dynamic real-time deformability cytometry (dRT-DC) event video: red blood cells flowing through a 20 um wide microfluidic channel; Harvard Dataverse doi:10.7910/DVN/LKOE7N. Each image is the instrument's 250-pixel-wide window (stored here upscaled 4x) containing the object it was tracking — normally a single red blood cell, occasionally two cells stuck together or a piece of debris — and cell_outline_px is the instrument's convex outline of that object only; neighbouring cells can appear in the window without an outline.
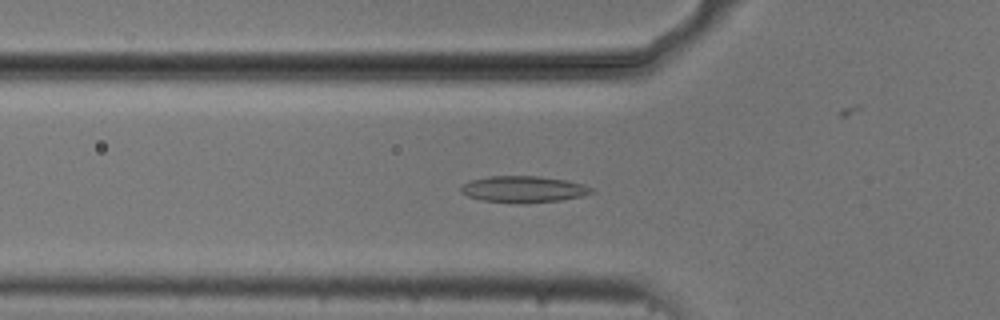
{"species": "common noctule bat (a hibernating species)", "species_latin": "Nyctalus noctula", "temperature_condition": "cold", "stored_images_in_passage": 45, "camera_frame_rate_fps": 3000, "um_per_image_px": 0.085, "animal": {"sex": "male", "body_mass_g": 20.5, "forearm_length_mm": 52.5}, "frame": {"image": 1, "passage_image": 15, "time_ms": 4.667, "image_size_px": [1000, 320], "cell_outline_px": [[596, 192], [580, 196], [560, 200], [524, 204], [484, 200], [468, 196], [460, 192], [460, 188], [464, 184], [472, 180], [492, 176], [540, 176], [564, 180], [584, 184], [592, 188]], "centroid_in_image_um": [44.52, 16.09], "position_along_channel_um": 81.3, "area_um2": 20.0}}
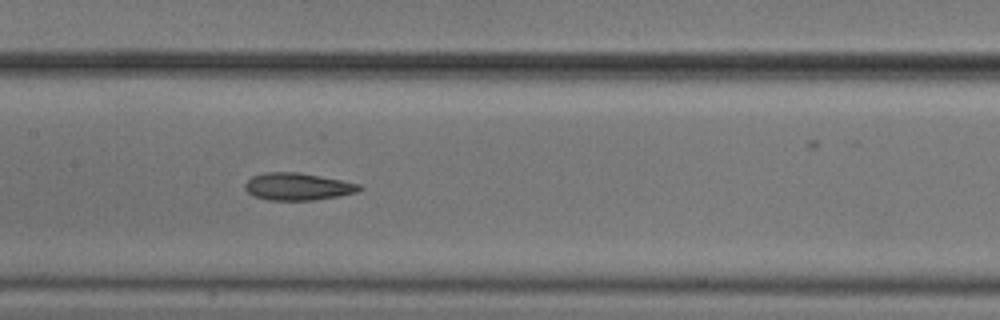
{"frame": {"image": 2, "passage_image": 23, "time_ms": 7.333, "image_size_px": [1000, 320], "cell_outline_px": [[364, 188], [356, 192], [340, 196], [316, 200], [268, 200], [252, 196], [244, 188], [244, 184], [252, 176], [264, 172], [296, 172], [340, 180], [360, 184]], "centroid_in_image_um": [25.28, 15.87], "position_along_channel_um": 182.1, "area_um2": 18.21}}
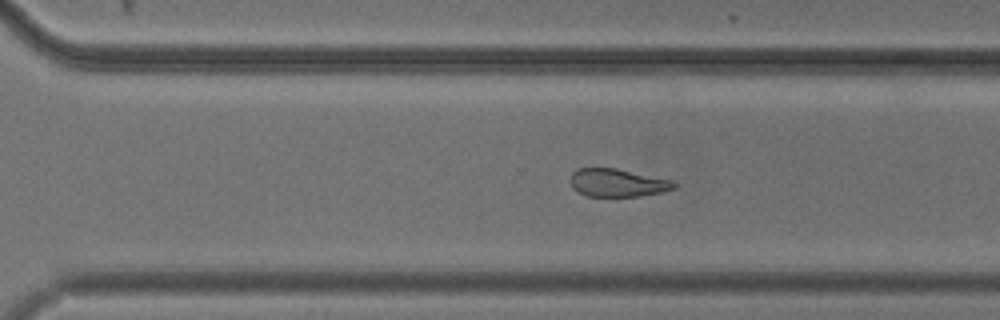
{"frame": {"image": 3, "passage_image": 34, "time_ms": 11.0, "image_size_px": [1000, 320], "cell_outline_px": [[676, 188], [660, 192], [640, 196], [588, 196], [572, 188], [572, 172], [576, 168], [616, 168], [672, 180], [676, 184]], "centroid_in_image_um": [52.5, 15.53], "position_along_channel_um": 318.1, "area_um2": 16.7}, "authors_computed_cell_mechanics": {"area_um2": 18.7272, "velocity_mm_per_s": 3.7341, "shape_relaxation_time_tau1_ms": 5.4498, "shape_relaxation_time_tau2_ms": 3.2376, "deformation_change_tau1": 0.1362, "deformation_change_tau2": 0.1033}}